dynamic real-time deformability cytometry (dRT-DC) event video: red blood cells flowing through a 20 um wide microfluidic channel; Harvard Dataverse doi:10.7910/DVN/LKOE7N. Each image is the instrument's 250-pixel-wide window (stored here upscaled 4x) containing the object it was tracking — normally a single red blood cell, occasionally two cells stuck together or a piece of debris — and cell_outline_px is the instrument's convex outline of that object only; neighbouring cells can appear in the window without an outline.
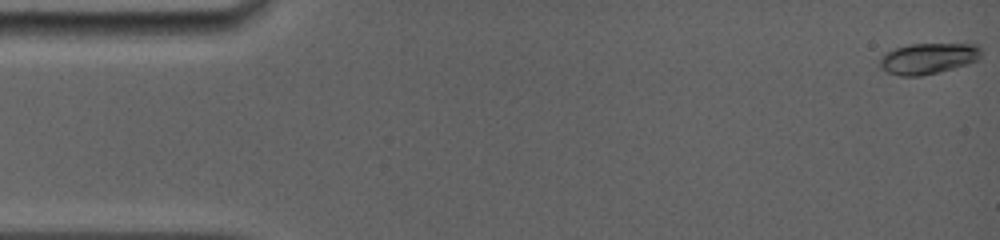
{"species": "common noctule bat (a hibernating species)", "species_latin": "Nyctalus noctula", "temperature_condition": "room temperature", "stored_images_in_passage": 45, "camera_frame_rate_fps": 5000, "um_per_image_px": 0.085, "animal": {"sex": "female", "body_mass_g": 19.0, "forearm_length_mm": 56.7}, "frame": {"image": 1, "passage_image": 1, "time_ms": 0.0, "image_size_px": [1000, 240], "cell_outline_px": [[980, 56], [976, 60], [952, 68], [920, 76], [900, 76], [888, 72], [880, 68], [880, 56], [884, 52], [908, 44], [972, 40], [980, 48]], "centroid_in_image_um": [78.93, 4.89], "position_along_channel_um": 6.1, "area_um2": 19.02}}
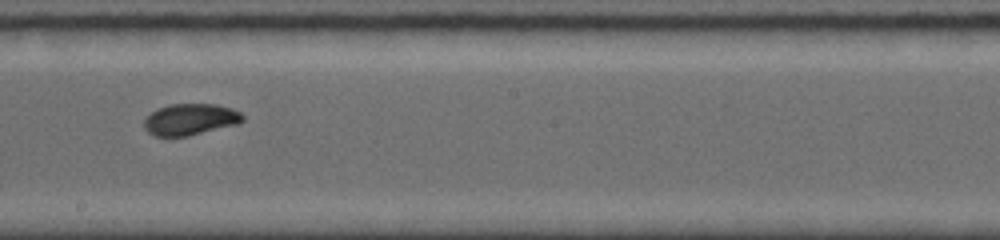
{"frame": {"image": 2, "passage_image": 25, "time_ms": 9.0, "image_size_px": [1000, 240], "cell_outline_px": [[244, 120], [240, 124], [188, 136], [156, 136], [148, 132], [144, 128], [144, 120], [156, 108], [172, 104], [216, 104], [232, 108], [240, 112], [244, 116]], "centroid_in_image_um": [16.21, 10.15], "position_along_channel_um": 232.0, "area_um2": 18.21}}
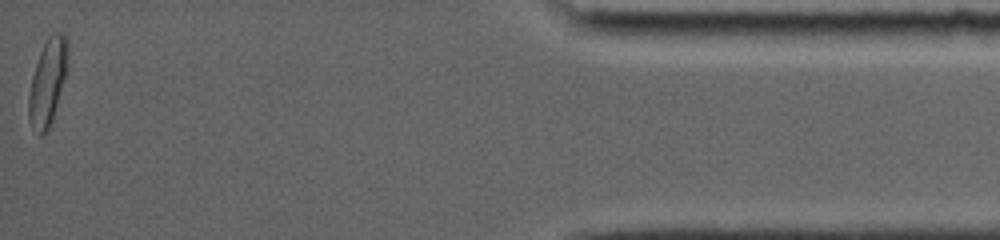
{"frame": {"image": 3, "passage_image": 45, "time_ms": 15.8, "image_size_px": [1000, 240], "cell_outline_px": [[68, 64], [52, 120], [48, 128], [40, 136], [28, 120], [28, 96], [32, 76], [40, 52], [48, 36], [52, 32], [60, 32], [68, 40]], "centroid_in_image_um": [4.04, 6.93], "position_along_channel_um": 431.2, "area_um2": 19.31}, "authors_computed_cell_mechanics": {"area_um2": 17.918, "velocity_mm_per_s": 3.9607, "shape_relaxation_time_tau1_ms": 3.6634, "shape_relaxation_time_tau2_ms": 1.4058, "deformation_change_tau1": 0.1545, "deformation_change_tau2": 0.044}}